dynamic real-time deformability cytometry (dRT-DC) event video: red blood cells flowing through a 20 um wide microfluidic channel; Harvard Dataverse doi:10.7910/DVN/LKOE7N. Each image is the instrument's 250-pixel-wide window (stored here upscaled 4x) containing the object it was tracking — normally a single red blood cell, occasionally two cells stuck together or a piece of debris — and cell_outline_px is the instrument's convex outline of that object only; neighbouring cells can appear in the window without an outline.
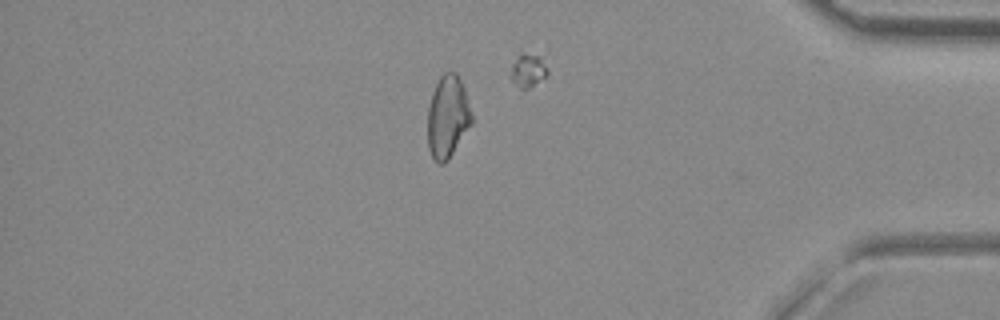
{"species": "common noctule bat (a hibernating species)", "species_latin": "Nyctalus noctula", "temperature_condition": "room temperature", "stored_images_in_passage": 33, "camera_frame_rate_fps": 3000, "um_per_image_px": 0.085, "animal": {"sex": "female", "body_mass_g": 29.2, "forearm_length_mm": 56.3}, "frame": {"image": 1, "passage_image": 29, "time_ms": 9.333, "image_size_px": [1000, 320], "cell_outline_px": [[472, 124], [448, 160], [444, 164], [440, 164], [432, 156], [428, 148], [428, 108], [432, 92], [440, 76], [444, 72], [456, 72], [464, 88], [472, 112]], "centroid_in_image_um": [38.06, 9.93], "position_along_channel_um": 397.1, "area_um2": 21.15}}